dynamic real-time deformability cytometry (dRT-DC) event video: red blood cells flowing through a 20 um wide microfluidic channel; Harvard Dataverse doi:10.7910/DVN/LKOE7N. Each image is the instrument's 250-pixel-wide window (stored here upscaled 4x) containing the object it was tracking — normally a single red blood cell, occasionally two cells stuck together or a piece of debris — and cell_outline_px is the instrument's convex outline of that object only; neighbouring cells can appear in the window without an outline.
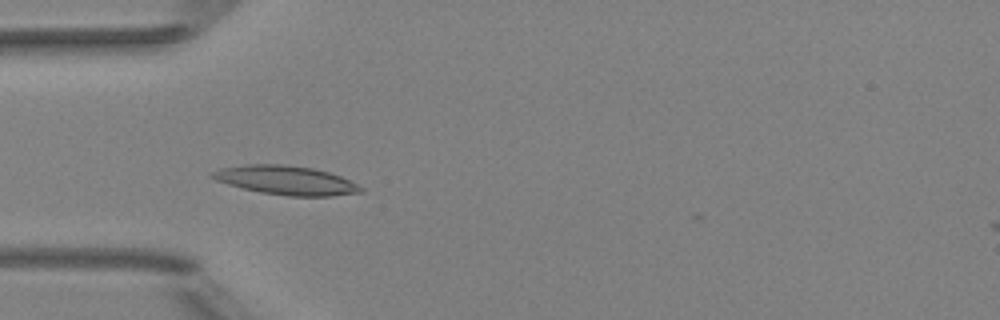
{"species": "Egyptian fruit bat (a non-hibernating species)", "species_latin": "Rousettus aegyptiacus", "temperature_condition": "room temperature", "stored_images_in_passage": 4, "camera_frame_rate_fps": 3000, "um_per_image_px": 0.085, "animal": {"sex": "female"}, "frame": {"image": 1, "passage_image": 2, "time_ms": 0.333, "image_size_px": [1000, 320], "cell_outline_px": [[364, 192], [332, 196], [288, 196], [260, 192], [228, 184], [216, 180], [208, 176], [208, 172], [220, 168], [248, 164], [284, 164], [312, 168], [328, 172], [340, 176], [364, 188]], "centroid_in_image_um": [24.28, 15.32], "position_along_channel_um": 60.7, "area_um2": 25.09}}
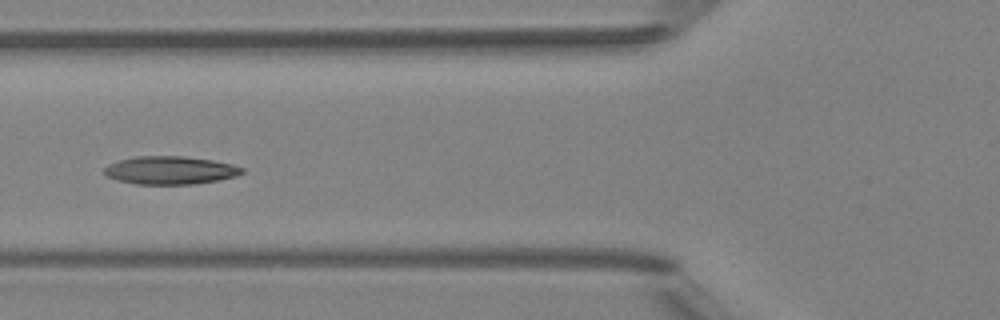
{"frame": {"image": 2, "passage_image": 3, "time_ms": 0.667, "image_size_px": [1000, 320], "cell_outline_px": [[244, 172], [236, 176], [220, 180], [196, 184], [136, 184], [116, 180], [108, 176], [104, 172], [104, 168], [108, 164], [120, 160], [136, 156], [184, 156], [212, 160], [232, 164], [244, 168]], "centroid_in_image_um": [14.49, 14.47], "position_along_channel_um": 111.3, "area_um2": 22.6}}
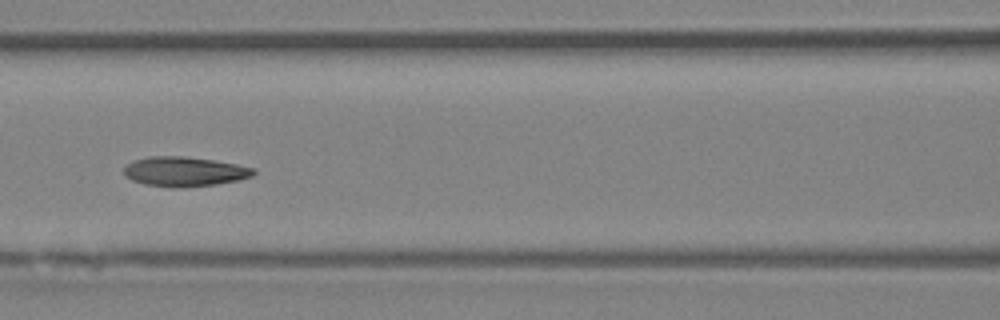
{"frame": {"image": 3, "passage_image": 4, "time_ms": 1.0, "image_size_px": [1000, 320], "cell_outline_px": [[256, 172], [252, 176], [236, 180], [216, 184], [176, 188], [172, 188], [144, 184], [132, 180], [124, 176], [124, 168], [132, 160], [148, 156], [184, 156], [212, 160], [236, 164], [256, 168]], "centroid_in_image_um": [15.65, 14.58], "position_along_channel_um": 151.0, "area_um2": 22.43}}